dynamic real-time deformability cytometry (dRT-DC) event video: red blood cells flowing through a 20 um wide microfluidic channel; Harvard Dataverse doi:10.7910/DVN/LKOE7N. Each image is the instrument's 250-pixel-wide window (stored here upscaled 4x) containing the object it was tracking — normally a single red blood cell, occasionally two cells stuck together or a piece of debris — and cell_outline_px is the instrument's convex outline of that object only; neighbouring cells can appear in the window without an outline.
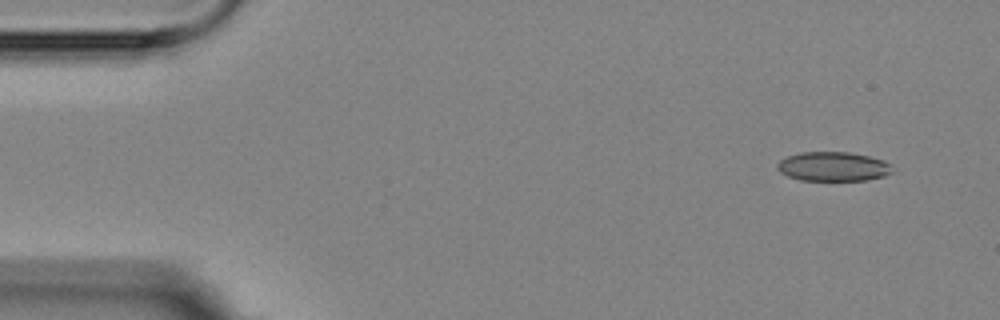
{"species": "Egyptian fruit bat (a non-hibernating species)", "species_latin": "Rousettus aegyptiacus", "temperature_condition": "room temperature", "stored_images_in_passage": 4, "camera_frame_rate_fps": 3000, "um_per_image_px": 0.085, "animal": {"sex": "female"}, "frame": {"image": 1, "passage_image": 1, "time_ms": 0.0, "image_size_px": [1000, 320], "cell_outline_px": [[892, 172], [884, 176], [868, 180], [800, 180], [788, 176], [780, 172], [776, 168], [776, 164], [780, 160], [788, 156], [800, 152], [848, 152], [868, 156], [884, 160], [892, 164]], "centroid_in_image_um": [70.82, 14.15], "position_along_channel_um": 14.2, "area_um2": 19.71}}